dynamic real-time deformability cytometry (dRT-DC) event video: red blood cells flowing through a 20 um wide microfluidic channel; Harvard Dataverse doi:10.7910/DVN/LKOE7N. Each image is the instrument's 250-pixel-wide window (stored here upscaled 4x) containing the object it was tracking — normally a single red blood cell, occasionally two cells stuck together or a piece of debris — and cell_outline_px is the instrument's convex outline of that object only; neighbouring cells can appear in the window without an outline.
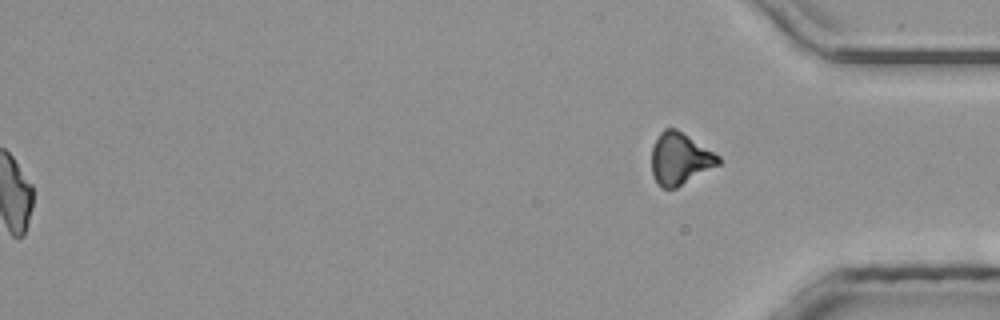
{"species": "common noctule bat (a hibernating species)", "species_latin": "Nyctalus noctula", "temperature_condition": "room temperature", "stored_images_in_passage": 51, "segment_of_instrument_passage": [2, 2], "camera_frame_rate_fps": 3000, "um_per_image_px": 0.085, "animal": {"sex": "male", "body_mass_g": 20.4}, "frame": {"image": 1, "passage_image": 51, "time_ms": 16.667, "image_size_px": [1000, 320], "cell_outline_px": [[720, 164], [676, 188], [660, 188], [656, 184], [652, 176], [652, 148], [660, 132], [664, 128], [676, 128], [720, 156]], "centroid_in_image_um": [57.77, 13.51], "position_along_channel_um": 377.4, "area_um2": 20.17}}